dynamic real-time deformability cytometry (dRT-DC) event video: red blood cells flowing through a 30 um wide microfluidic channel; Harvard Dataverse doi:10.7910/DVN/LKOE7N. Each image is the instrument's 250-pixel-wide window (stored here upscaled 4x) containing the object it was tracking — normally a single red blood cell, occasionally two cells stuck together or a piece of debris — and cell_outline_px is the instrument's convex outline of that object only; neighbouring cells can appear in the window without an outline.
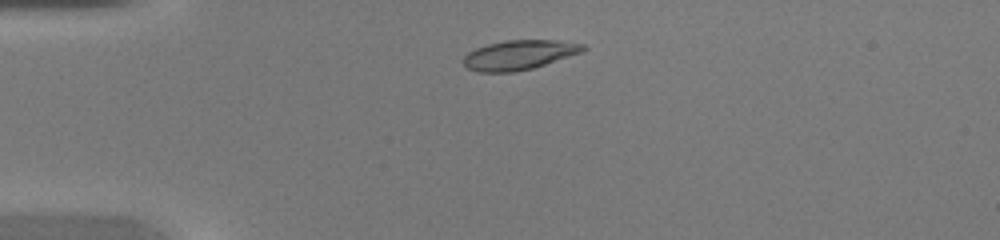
{"species": "common noctule bat (a hibernating species)", "species_latin": "Nyctalus noctula", "temperature_condition": "warm", "stored_images_in_passage": 35, "camera_frame_rate_fps": 3000, "um_per_image_px": 0.085, "animal": {"sex": "female", "body_mass_g": 20.0, "forearm_length_mm": 54.0}, "frame": {"image": 1, "passage_image": 1, "time_ms": 0.0, "image_size_px": [1000, 240], "cell_outline_px": [[572, 52], [540, 64], [528, 68], [492, 68], [476, 52], [484, 48], [496, 44], [524, 40], [536, 40], [552, 44]], "centroid_in_image_um": [44.26, 4.59], "position_along_channel_um": 40.7, "area_um2": 13.12}}
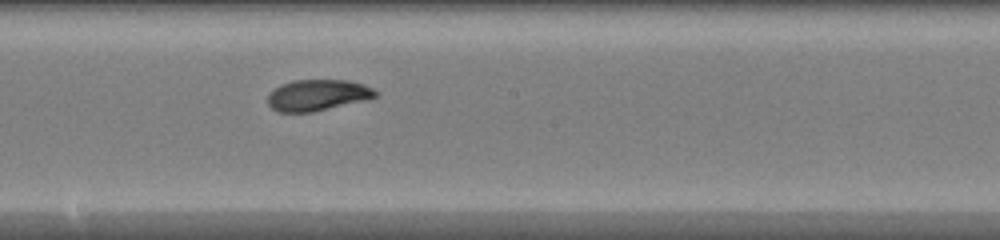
{"frame": {"image": 2, "passage_image": 16, "time_ms": 5.0, "image_size_px": [1000, 240], "cell_outline_px": [[372, 96], [320, 108], [276, 108], [272, 104], [272, 96], [280, 88], [288, 84], [316, 80], [324, 80], [356, 84], [372, 92]], "centroid_in_image_um": [27.0, 8.02], "position_along_channel_um": 221.2, "area_um2": 15.09}}
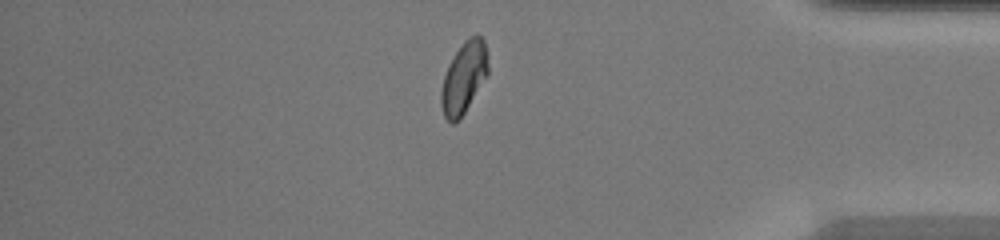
{"frame": {"image": 3, "passage_image": 30, "time_ms": 9.667, "image_size_px": [1000, 240], "cell_outline_px": [[484, 72], [460, 116], [456, 120], [452, 120], [444, 112], [444, 80], [448, 68], [460, 48], [464, 44], [480, 40], [484, 48]], "centroid_in_image_um": [39.36, 6.64], "position_along_channel_um": 395.8, "area_um2": 15.26}, "authors_computed_cell_mechanics": {"area_um2": 15.5193, "velocity_mm_per_s": 4.3191, "shape_relaxation_time_tau1_ms": 9.7747, "shape_relaxation_time_tau2_ms": null, "deformation_change_tau1": 0.2747, "deformation_change_tau2": null}}